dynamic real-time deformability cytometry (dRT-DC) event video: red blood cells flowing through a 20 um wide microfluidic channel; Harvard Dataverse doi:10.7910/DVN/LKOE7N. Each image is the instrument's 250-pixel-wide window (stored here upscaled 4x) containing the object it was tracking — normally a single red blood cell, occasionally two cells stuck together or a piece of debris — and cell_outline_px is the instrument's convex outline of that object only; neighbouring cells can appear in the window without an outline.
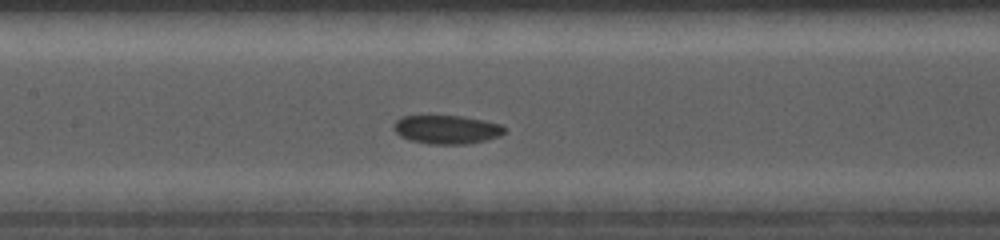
{"species": "common noctule bat (a hibernating species)", "species_latin": "Nyctalus noctula", "temperature_condition": "cold", "stored_images_in_passage": 61, "camera_frame_rate_fps": 5000, "um_per_image_px": 0.085, "animal": {"sex": "female", "body_mass_g": 19.0, "forearm_length_mm": 56.7}, "frame": {"image": 1, "passage_image": 42, "time_ms": 5.6, "image_size_px": [1000, 240], "cell_outline_px": [[504, 132], [500, 136], [484, 140], [464, 144], [428, 144], [408, 140], [400, 136], [392, 128], [396, 120], [404, 116], [460, 116], [484, 120], [500, 124], [504, 128]], "centroid_in_image_um": [37.93, 11.01], "position_along_channel_um": 169.5, "area_um2": 18.38}}
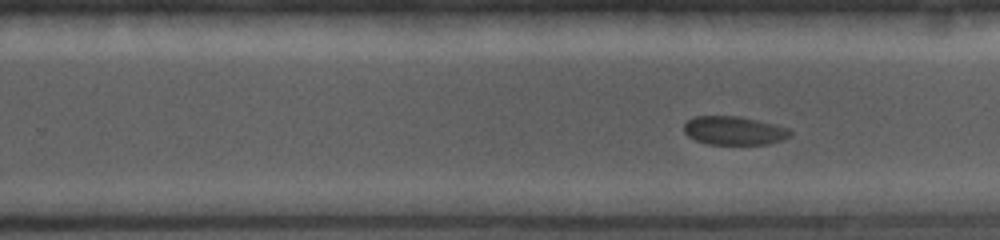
{"frame": {"image": 2, "passage_image": 52, "time_ms": 7.8, "image_size_px": [1000, 240], "cell_outline_px": [[792, 132], [788, 136], [780, 140], [768, 144], [708, 144], [696, 140], [688, 136], [684, 132], [684, 124], [692, 116], [740, 116], [788, 128]], "centroid_in_image_um": [62.34, 11.09], "position_along_channel_um": 267.5, "area_um2": 17.51}}
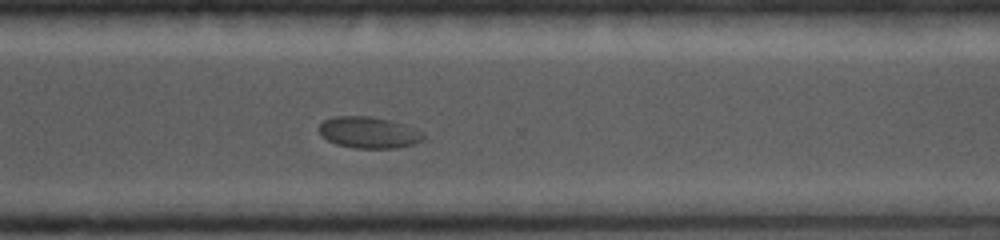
{"frame": {"image": 3, "passage_image": 59, "time_ms": 9.4, "image_size_px": [1000, 240], "cell_outline_px": [[424, 140], [412, 144], [396, 148], [352, 148], [336, 144], [328, 140], [320, 132], [320, 124], [324, 120], [336, 116], [368, 116], [388, 120], [416, 128], [424, 132]], "centroid_in_image_um": [31.37, 11.27], "position_along_channel_um": 339.2, "area_um2": 18.96}}